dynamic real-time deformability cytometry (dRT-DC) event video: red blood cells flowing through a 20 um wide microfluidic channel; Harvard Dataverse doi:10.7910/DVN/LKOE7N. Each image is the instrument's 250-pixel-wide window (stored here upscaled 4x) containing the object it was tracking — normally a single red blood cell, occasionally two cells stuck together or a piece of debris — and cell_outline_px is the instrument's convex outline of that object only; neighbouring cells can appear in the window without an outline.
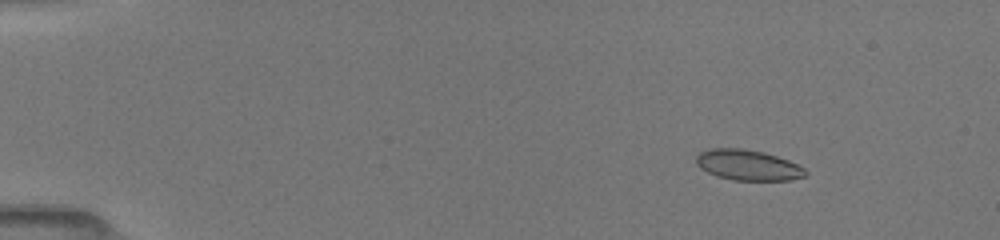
{"species": "common noctule bat (a hibernating species)", "species_latin": "Nyctalus noctula", "temperature_condition": "room temperature", "stored_images_in_passage": 47, "camera_frame_rate_fps": 3000, "um_per_image_px": 0.085, "animal": {"sex": "female", "body_mass_g": 19.5, "forearm_length_mm": 54.1}, "frame": {"image": 1, "passage_image": 5, "time_ms": 1.667, "image_size_px": [1000, 240], "cell_outline_px": [[808, 176], [792, 180], [732, 180], [716, 176], [700, 168], [696, 164], [696, 156], [700, 152], [708, 148], [744, 148], [764, 152], [788, 160], [804, 168], [808, 172]], "centroid_in_image_um": [63.57, 14.03], "position_along_channel_um": 21.4, "area_um2": 19.65}}
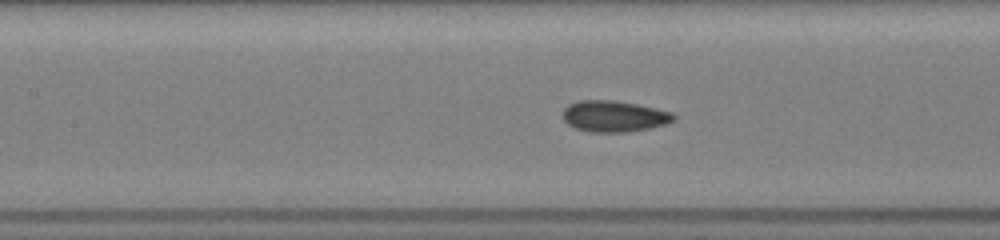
{"frame": {"image": 2, "passage_image": 28, "time_ms": 7.667, "image_size_px": [1000, 240], "cell_outline_px": [[676, 120], [664, 124], [648, 128], [624, 132], [588, 132], [576, 128], [568, 124], [560, 116], [560, 112], [568, 104], [580, 100], [612, 100], [636, 104], [656, 108], [672, 112], [676, 116]], "centroid_in_image_um": [52.15, 9.87], "position_along_channel_um": 155.3, "area_um2": 20.29}}
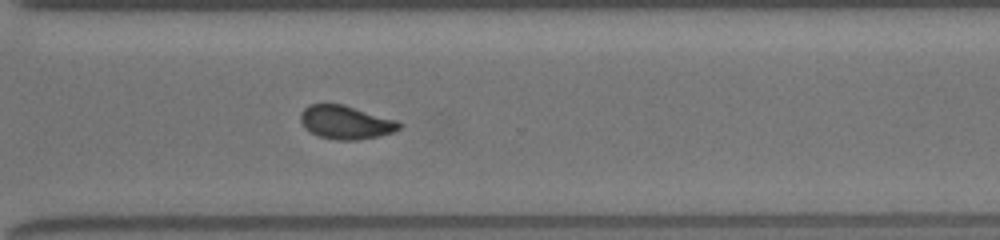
{"frame": {"image": 3, "passage_image": 47, "time_ms": 12.333, "image_size_px": [1000, 240], "cell_outline_px": [[404, 124], [400, 128], [392, 132], [380, 136], [356, 140], [336, 140], [320, 136], [304, 128], [300, 120], [300, 112], [308, 104], [344, 104], [400, 120]], "centroid_in_image_um": [29.43, 10.38], "position_along_channel_um": 341.2, "area_um2": 19.59}}